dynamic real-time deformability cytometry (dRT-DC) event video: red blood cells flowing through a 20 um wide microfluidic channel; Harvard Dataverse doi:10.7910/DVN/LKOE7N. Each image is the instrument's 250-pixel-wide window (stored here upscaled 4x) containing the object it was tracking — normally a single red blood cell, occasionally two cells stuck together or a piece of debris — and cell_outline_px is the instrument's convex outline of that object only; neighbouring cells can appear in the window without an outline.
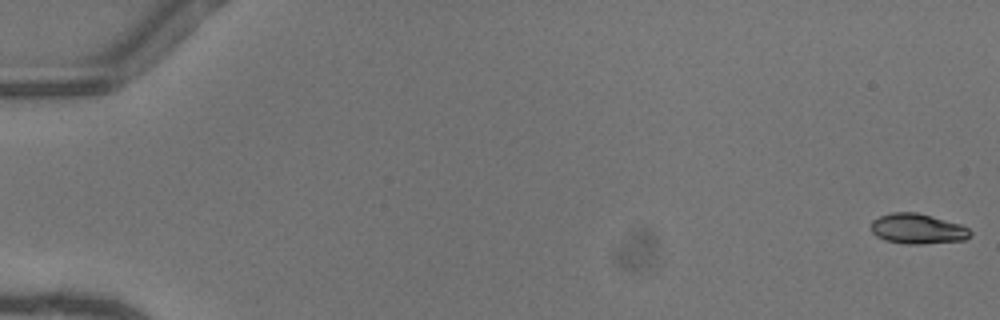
{"species": "common noctule bat (a hibernating species)", "species_latin": "Nyctalus noctula", "temperature_condition": "warm", "stored_images_in_passage": 52, "camera_frame_rate_fps": 3000, "um_per_image_px": 0.085, "animal": {"sex": "female"}, "frame": {"image": 1, "passage_image": 1, "time_ms": 0.0, "image_size_px": [1000, 320], "cell_outline_px": [[972, 236], [964, 240], [920, 244], [904, 244], [884, 240], [876, 236], [872, 232], [872, 220], [880, 216], [892, 212], [916, 212], [932, 216], [960, 224], [968, 228], [972, 232]], "centroid_in_image_um": [78.0, 19.45], "position_along_channel_um": 7.0, "area_um2": 17.51}}
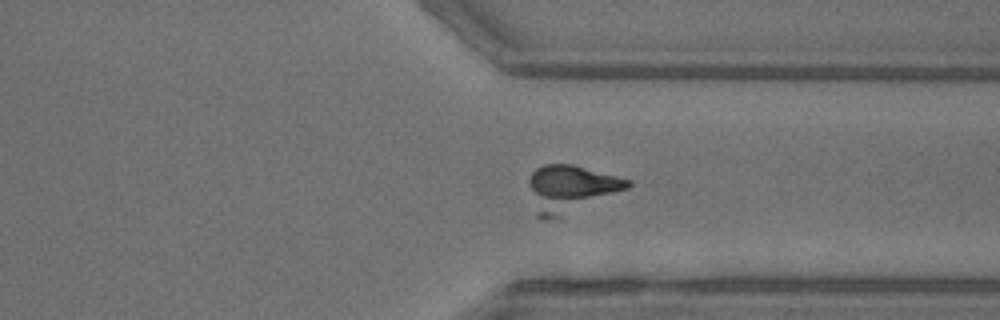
{"frame": {"image": 2, "passage_image": 40, "time_ms": 13.0, "image_size_px": [1000, 320], "cell_outline_px": [[632, 184], [628, 188], [560, 216], [536, 216], [528, 184], [528, 176], [536, 168], [544, 164], [572, 164], [632, 180]], "centroid_in_image_um": [48.48, 15.98], "position_along_channel_um": 362.9, "area_um2": 26.36}}